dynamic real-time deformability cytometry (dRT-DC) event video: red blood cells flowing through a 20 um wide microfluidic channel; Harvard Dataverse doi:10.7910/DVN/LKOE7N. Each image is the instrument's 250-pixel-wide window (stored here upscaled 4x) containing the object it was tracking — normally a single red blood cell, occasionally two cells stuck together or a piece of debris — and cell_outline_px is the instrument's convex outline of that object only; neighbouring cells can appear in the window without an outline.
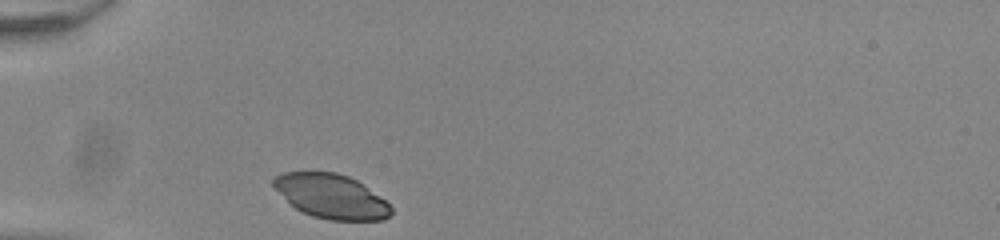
{"species": "common noctule bat (a hibernating species)", "species_latin": "Nyctalus noctula", "temperature_condition": "room temperature", "stored_images_in_passage": 29, "camera_frame_rate_fps": 3000, "um_per_image_px": 0.085, "animal": {"sex": "male", "body_mass_g": 20.0, "forearm_length_mm": 53.3}, "frame": {"image": 1, "passage_image": 1, "time_ms": 0.0, "image_size_px": [1000, 240], "cell_outline_px": [[392, 212], [384, 220], [328, 220], [312, 216], [296, 208], [272, 184], [272, 180], [276, 176], [284, 172], [308, 168], [336, 172], [348, 176], [364, 184], [384, 200], [392, 208]], "centroid_in_image_um": [28.14, 16.63], "position_along_channel_um": 56.9, "area_um2": 30.69}}